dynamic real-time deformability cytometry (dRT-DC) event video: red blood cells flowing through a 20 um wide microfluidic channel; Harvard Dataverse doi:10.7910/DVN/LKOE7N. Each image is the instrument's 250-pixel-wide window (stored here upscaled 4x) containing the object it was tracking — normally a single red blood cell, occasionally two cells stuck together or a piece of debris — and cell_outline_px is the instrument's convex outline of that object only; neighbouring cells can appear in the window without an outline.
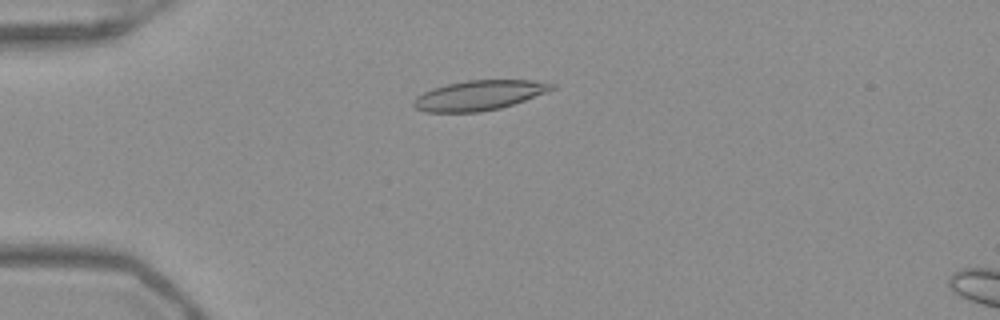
{"species": "Egyptian fruit bat (a non-hibernating species)", "species_latin": "Rousettus aegyptiacus", "temperature_condition": "warm", "stored_images_in_passage": 52, "camera_frame_rate_fps": 3000, "um_per_image_px": 0.085, "frame": {"image": 1, "passage_image": 14, "time_ms": 4.333, "image_size_px": [1000, 320], "cell_outline_px": [[556, 88], [548, 92], [500, 108], [480, 112], [424, 112], [416, 108], [412, 104], [412, 100], [416, 96], [432, 88], [448, 84], [468, 80], [532, 80], [556, 84]], "centroid_in_image_um": [40.72, 8.1], "position_along_channel_um": 44.3, "area_um2": 24.04}}
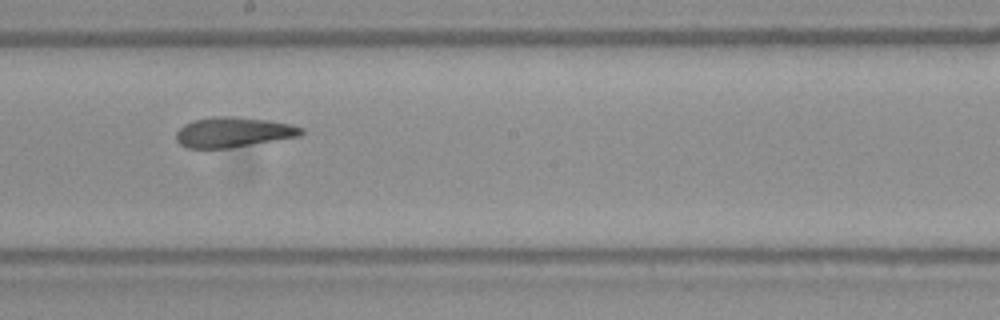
{"frame": {"image": 2, "passage_image": 30, "time_ms": 9.667, "image_size_px": [1000, 320], "cell_outline_px": [[304, 132], [300, 136], [228, 148], [188, 148], [180, 144], [176, 140], [176, 132], [184, 124], [196, 120], [216, 116], [236, 116], [268, 120], [292, 124], [304, 128]], "centroid_in_image_um": [19.85, 11.23], "position_along_channel_um": 228.4, "area_um2": 21.91}}
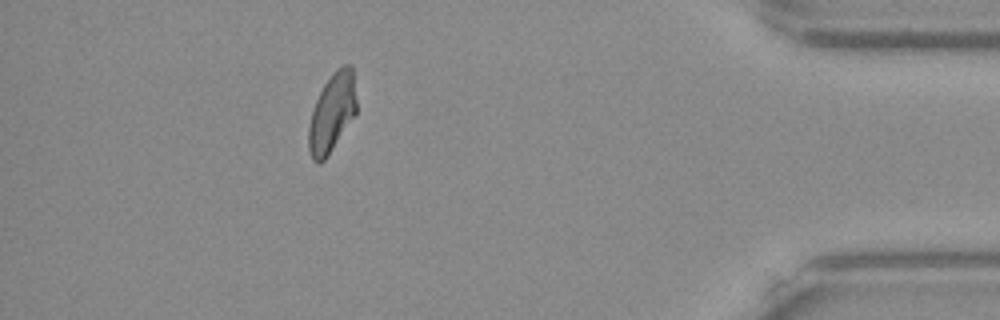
{"frame": {"image": 3, "passage_image": 47, "time_ms": 15.333, "image_size_px": [1000, 320], "cell_outline_px": [[356, 112], [328, 156], [320, 164], [316, 164], [312, 160], [308, 148], [308, 128], [312, 112], [316, 100], [324, 84], [336, 68], [344, 64], [352, 64], [356, 100]], "centroid_in_image_um": [28.21, 9.6], "position_along_channel_um": 407.0, "area_um2": 21.91}, "authors_computed_cell_mechanics": {"area_um2": 23.0044, "velocity_mm_per_s": 3.9517, "shape_relaxation_time_tau1_ms": 8.7979, "shape_relaxation_time_tau2_ms": 2.4497, "deformation_change_tau1": 0.2091, "deformation_change_tau2": 0.0936}}